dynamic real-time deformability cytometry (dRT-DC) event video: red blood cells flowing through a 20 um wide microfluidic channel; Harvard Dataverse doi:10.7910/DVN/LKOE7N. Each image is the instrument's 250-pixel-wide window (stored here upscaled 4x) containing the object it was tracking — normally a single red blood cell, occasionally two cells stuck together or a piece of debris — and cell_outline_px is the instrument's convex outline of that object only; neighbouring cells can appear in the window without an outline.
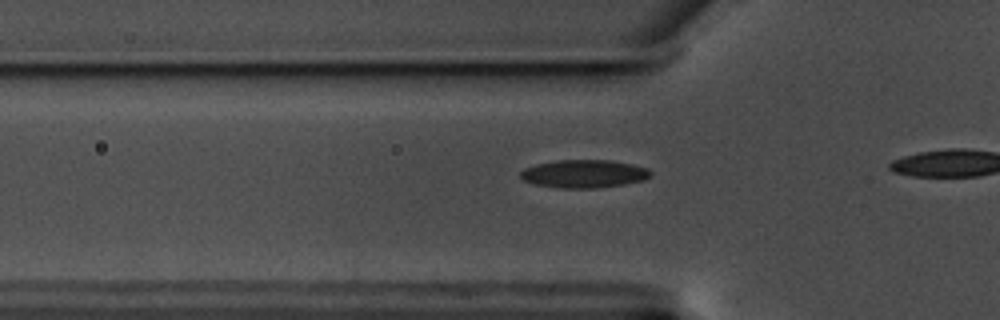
{"species": "common noctule bat (a hibernating species)", "species_latin": "Nyctalus noctula", "temperature_condition": "warm", "stored_images_in_passage": 9, "camera_frame_rate_fps": 3000, "um_per_image_px": 0.085, "animal": {"sex": "male", "body_mass_g": 17.5, "forearm_length_mm": 52.3}, "frame": {"image": 1, "passage_image": 3, "time_ms": 0.667, "image_size_px": [1000, 320], "cell_outline_px": [[652, 176], [644, 180], [624, 184], [596, 188], [560, 188], [532, 184], [524, 180], [520, 176], [520, 172], [524, 168], [536, 164], [556, 160], [612, 160], [632, 164], [648, 168], [652, 172]], "centroid_in_image_um": [49.65, 14.77], "position_along_channel_um": 76.2, "area_um2": 21.44}}